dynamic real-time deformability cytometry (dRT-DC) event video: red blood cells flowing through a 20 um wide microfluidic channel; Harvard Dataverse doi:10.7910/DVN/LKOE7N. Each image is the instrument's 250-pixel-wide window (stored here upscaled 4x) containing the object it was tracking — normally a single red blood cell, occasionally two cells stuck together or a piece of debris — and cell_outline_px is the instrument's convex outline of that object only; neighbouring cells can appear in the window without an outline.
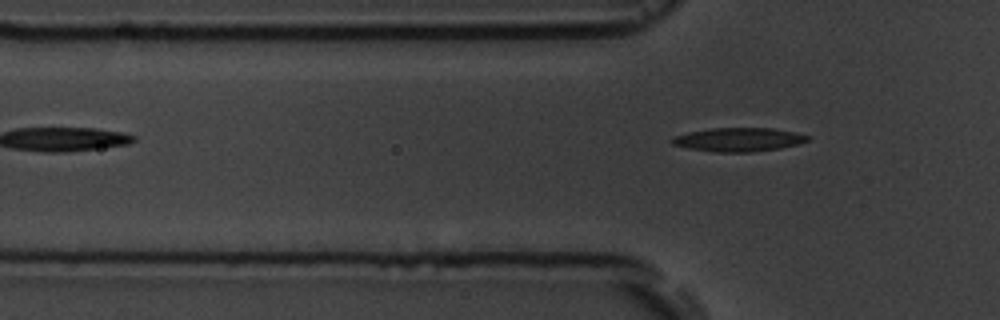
{"species": "common noctule bat (a hibernating species)", "species_latin": "Nyctalus noctula", "temperature_condition": "room temperature", "stored_images_in_passage": 5, "camera_frame_rate_fps": 3000, "um_per_image_px": 0.085, "animal": {"sex": "male", "body_mass_g": 19.5, "forearm_length_mm": 54.6}, "frame": {"image": 1, "passage_image": 5, "time_ms": 4.667, "image_size_px": [1000, 320], "cell_outline_px": [[808, 140], [796, 144], [780, 148], [752, 152], [716, 152], [688, 148], [672, 144], [668, 140], [672, 136], [688, 132], [712, 128], [772, 128], [792, 132], [808, 136]], "centroid_in_image_um": [62.69, 11.86], "position_along_channel_um": 63.1, "area_um2": 18.61}}